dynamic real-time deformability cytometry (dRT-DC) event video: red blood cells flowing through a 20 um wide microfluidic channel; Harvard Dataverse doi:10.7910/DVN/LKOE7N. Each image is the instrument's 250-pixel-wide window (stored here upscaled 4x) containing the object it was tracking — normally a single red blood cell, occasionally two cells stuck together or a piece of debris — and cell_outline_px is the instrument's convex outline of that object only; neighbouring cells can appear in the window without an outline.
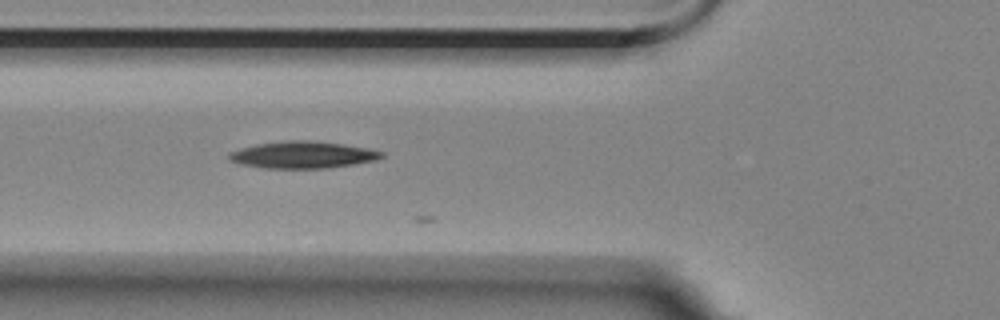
{"species": "Egyptian fruit bat (a non-hibernating species)", "species_latin": "Rousettus aegyptiacus", "temperature_condition": "room temperature", "stored_images_in_passage": 3, "camera_frame_rate_fps": 3000, "um_per_image_px": 0.085, "animal": {"sex": "female"}, "frame": {"image": 1, "passage_image": 3, "time_ms": 2.333, "image_size_px": [1000, 320], "cell_outline_px": [[384, 156], [376, 160], [328, 168], [264, 168], [240, 164], [228, 160], [228, 156], [232, 152], [256, 144], [288, 140], [308, 140], [340, 144], [368, 148], [384, 152]], "centroid_in_image_um": [25.74, 13.16], "position_along_channel_um": 100.1, "area_um2": 23.64}}